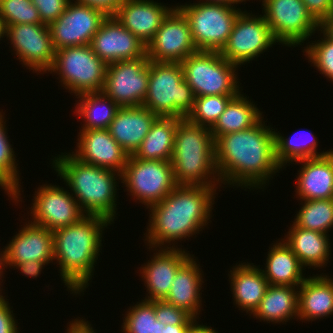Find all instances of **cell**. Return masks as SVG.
I'll list each match as a JSON object with an SVG mask.
<instances>
[{"label": "cell", "instance_id": "obj_15", "mask_svg": "<svg viewBox=\"0 0 333 333\" xmlns=\"http://www.w3.org/2000/svg\"><path fill=\"white\" fill-rule=\"evenodd\" d=\"M29 222L55 231L80 221L85 212L68 189L55 184H43L35 190Z\"/></svg>", "mask_w": 333, "mask_h": 333}, {"label": "cell", "instance_id": "obj_38", "mask_svg": "<svg viewBox=\"0 0 333 333\" xmlns=\"http://www.w3.org/2000/svg\"><path fill=\"white\" fill-rule=\"evenodd\" d=\"M236 95H211L195 97L193 110L187 120L195 125L212 128L223 114L229 101Z\"/></svg>", "mask_w": 333, "mask_h": 333}, {"label": "cell", "instance_id": "obj_32", "mask_svg": "<svg viewBox=\"0 0 333 333\" xmlns=\"http://www.w3.org/2000/svg\"><path fill=\"white\" fill-rule=\"evenodd\" d=\"M182 119L158 117L134 156L143 160L171 161L177 124Z\"/></svg>", "mask_w": 333, "mask_h": 333}, {"label": "cell", "instance_id": "obj_25", "mask_svg": "<svg viewBox=\"0 0 333 333\" xmlns=\"http://www.w3.org/2000/svg\"><path fill=\"white\" fill-rule=\"evenodd\" d=\"M194 254L178 269L165 302L184 309L192 317L199 319L202 311L203 270Z\"/></svg>", "mask_w": 333, "mask_h": 333}, {"label": "cell", "instance_id": "obj_23", "mask_svg": "<svg viewBox=\"0 0 333 333\" xmlns=\"http://www.w3.org/2000/svg\"><path fill=\"white\" fill-rule=\"evenodd\" d=\"M157 118L144 106L120 107L108 130L129 155H134Z\"/></svg>", "mask_w": 333, "mask_h": 333}, {"label": "cell", "instance_id": "obj_3", "mask_svg": "<svg viewBox=\"0 0 333 333\" xmlns=\"http://www.w3.org/2000/svg\"><path fill=\"white\" fill-rule=\"evenodd\" d=\"M111 224L101 216L86 215L72 225L53 231L54 260L70 294L84 295L92 282L95 264L102 251L104 230Z\"/></svg>", "mask_w": 333, "mask_h": 333}, {"label": "cell", "instance_id": "obj_13", "mask_svg": "<svg viewBox=\"0 0 333 333\" xmlns=\"http://www.w3.org/2000/svg\"><path fill=\"white\" fill-rule=\"evenodd\" d=\"M5 27V37L22 67L24 65L37 75L47 73L54 64L56 54L49 25L15 24Z\"/></svg>", "mask_w": 333, "mask_h": 333}, {"label": "cell", "instance_id": "obj_47", "mask_svg": "<svg viewBox=\"0 0 333 333\" xmlns=\"http://www.w3.org/2000/svg\"><path fill=\"white\" fill-rule=\"evenodd\" d=\"M76 318L75 320L72 319L66 328V333H98L94 328L91 326L90 322L86 319Z\"/></svg>", "mask_w": 333, "mask_h": 333}, {"label": "cell", "instance_id": "obj_24", "mask_svg": "<svg viewBox=\"0 0 333 333\" xmlns=\"http://www.w3.org/2000/svg\"><path fill=\"white\" fill-rule=\"evenodd\" d=\"M237 264L233 265L228 274L233 304L236 308L239 307L238 310L246 311L245 313L251 316L259 306L269 284L260 265L243 261Z\"/></svg>", "mask_w": 333, "mask_h": 333}, {"label": "cell", "instance_id": "obj_14", "mask_svg": "<svg viewBox=\"0 0 333 333\" xmlns=\"http://www.w3.org/2000/svg\"><path fill=\"white\" fill-rule=\"evenodd\" d=\"M149 61L145 54L109 64L102 92L119 107L142 106L149 84Z\"/></svg>", "mask_w": 333, "mask_h": 333}, {"label": "cell", "instance_id": "obj_20", "mask_svg": "<svg viewBox=\"0 0 333 333\" xmlns=\"http://www.w3.org/2000/svg\"><path fill=\"white\" fill-rule=\"evenodd\" d=\"M76 149L70 152L83 163L122 173L129 154L114 140L108 129L78 132Z\"/></svg>", "mask_w": 333, "mask_h": 333}, {"label": "cell", "instance_id": "obj_42", "mask_svg": "<svg viewBox=\"0 0 333 333\" xmlns=\"http://www.w3.org/2000/svg\"><path fill=\"white\" fill-rule=\"evenodd\" d=\"M71 0H31L36 6L43 24L50 25L65 11Z\"/></svg>", "mask_w": 333, "mask_h": 333}, {"label": "cell", "instance_id": "obj_45", "mask_svg": "<svg viewBox=\"0 0 333 333\" xmlns=\"http://www.w3.org/2000/svg\"><path fill=\"white\" fill-rule=\"evenodd\" d=\"M74 2L89 5L104 11L107 15H114L124 0H72Z\"/></svg>", "mask_w": 333, "mask_h": 333}, {"label": "cell", "instance_id": "obj_35", "mask_svg": "<svg viewBox=\"0 0 333 333\" xmlns=\"http://www.w3.org/2000/svg\"><path fill=\"white\" fill-rule=\"evenodd\" d=\"M3 114L5 113L2 109L0 111V188L17 205L18 202L23 201L21 198L22 194L20 193L22 190L21 179L19 177L20 171L18 170L19 167H17V156L12 148V144H10V139H8L7 120H5Z\"/></svg>", "mask_w": 333, "mask_h": 333}, {"label": "cell", "instance_id": "obj_28", "mask_svg": "<svg viewBox=\"0 0 333 333\" xmlns=\"http://www.w3.org/2000/svg\"><path fill=\"white\" fill-rule=\"evenodd\" d=\"M290 226L282 240L298 257L301 265L313 270L326 267L332 256L330 235L297 227L293 222Z\"/></svg>", "mask_w": 333, "mask_h": 333}, {"label": "cell", "instance_id": "obj_26", "mask_svg": "<svg viewBox=\"0 0 333 333\" xmlns=\"http://www.w3.org/2000/svg\"><path fill=\"white\" fill-rule=\"evenodd\" d=\"M298 163L302 166L296 175L295 196L299 200L333 199V164L330 158L325 155L292 164Z\"/></svg>", "mask_w": 333, "mask_h": 333}, {"label": "cell", "instance_id": "obj_21", "mask_svg": "<svg viewBox=\"0 0 333 333\" xmlns=\"http://www.w3.org/2000/svg\"><path fill=\"white\" fill-rule=\"evenodd\" d=\"M4 246L6 255V269L14 268L26 261H54L53 231L35 225L29 221Z\"/></svg>", "mask_w": 333, "mask_h": 333}, {"label": "cell", "instance_id": "obj_53", "mask_svg": "<svg viewBox=\"0 0 333 333\" xmlns=\"http://www.w3.org/2000/svg\"><path fill=\"white\" fill-rule=\"evenodd\" d=\"M5 32H6V27L2 17L0 16V40H2L3 37L5 38Z\"/></svg>", "mask_w": 333, "mask_h": 333}, {"label": "cell", "instance_id": "obj_29", "mask_svg": "<svg viewBox=\"0 0 333 333\" xmlns=\"http://www.w3.org/2000/svg\"><path fill=\"white\" fill-rule=\"evenodd\" d=\"M279 239L269 247L265 267L261 270L269 285L299 287L307 278L303 274L306 268L282 238Z\"/></svg>", "mask_w": 333, "mask_h": 333}, {"label": "cell", "instance_id": "obj_43", "mask_svg": "<svg viewBox=\"0 0 333 333\" xmlns=\"http://www.w3.org/2000/svg\"><path fill=\"white\" fill-rule=\"evenodd\" d=\"M0 291V333H20L9 299Z\"/></svg>", "mask_w": 333, "mask_h": 333}, {"label": "cell", "instance_id": "obj_52", "mask_svg": "<svg viewBox=\"0 0 333 333\" xmlns=\"http://www.w3.org/2000/svg\"><path fill=\"white\" fill-rule=\"evenodd\" d=\"M246 1L249 0H200L198 2H203V3H222V4H226L229 6H238L237 4H241V3H246Z\"/></svg>", "mask_w": 333, "mask_h": 333}, {"label": "cell", "instance_id": "obj_30", "mask_svg": "<svg viewBox=\"0 0 333 333\" xmlns=\"http://www.w3.org/2000/svg\"><path fill=\"white\" fill-rule=\"evenodd\" d=\"M252 316L272 324H286L293 318L298 320V287L268 285Z\"/></svg>", "mask_w": 333, "mask_h": 333}, {"label": "cell", "instance_id": "obj_17", "mask_svg": "<svg viewBox=\"0 0 333 333\" xmlns=\"http://www.w3.org/2000/svg\"><path fill=\"white\" fill-rule=\"evenodd\" d=\"M107 16L98 8L71 0L59 18L49 25L55 50L89 45Z\"/></svg>", "mask_w": 333, "mask_h": 333}, {"label": "cell", "instance_id": "obj_37", "mask_svg": "<svg viewBox=\"0 0 333 333\" xmlns=\"http://www.w3.org/2000/svg\"><path fill=\"white\" fill-rule=\"evenodd\" d=\"M166 325L156 319L155 300H141L131 305L121 326L123 333H163Z\"/></svg>", "mask_w": 333, "mask_h": 333}, {"label": "cell", "instance_id": "obj_51", "mask_svg": "<svg viewBox=\"0 0 333 333\" xmlns=\"http://www.w3.org/2000/svg\"><path fill=\"white\" fill-rule=\"evenodd\" d=\"M5 268H6V255H5V249L3 248L2 251L0 250V291L3 290L2 282L4 281L3 280L4 274H6V273H4ZM1 280H2V282H1Z\"/></svg>", "mask_w": 333, "mask_h": 333}, {"label": "cell", "instance_id": "obj_5", "mask_svg": "<svg viewBox=\"0 0 333 333\" xmlns=\"http://www.w3.org/2000/svg\"><path fill=\"white\" fill-rule=\"evenodd\" d=\"M215 141L210 128L190 123L177 124L171 164L177 185L221 186L215 163Z\"/></svg>", "mask_w": 333, "mask_h": 333}, {"label": "cell", "instance_id": "obj_27", "mask_svg": "<svg viewBox=\"0 0 333 333\" xmlns=\"http://www.w3.org/2000/svg\"><path fill=\"white\" fill-rule=\"evenodd\" d=\"M324 274L309 275L298 287L299 321L306 323L333 316V278Z\"/></svg>", "mask_w": 333, "mask_h": 333}, {"label": "cell", "instance_id": "obj_11", "mask_svg": "<svg viewBox=\"0 0 333 333\" xmlns=\"http://www.w3.org/2000/svg\"><path fill=\"white\" fill-rule=\"evenodd\" d=\"M262 7V14L279 45L304 46L306 40L319 32V24L302 0H262Z\"/></svg>", "mask_w": 333, "mask_h": 333}, {"label": "cell", "instance_id": "obj_46", "mask_svg": "<svg viewBox=\"0 0 333 333\" xmlns=\"http://www.w3.org/2000/svg\"><path fill=\"white\" fill-rule=\"evenodd\" d=\"M53 262H42V261H26L23 263H19L14 267V270H20L23 276L25 275L27 278H36L39 277L41 274L42 270L46 267L45 265H48Z\"/></svg>", "mask_w": 333, "mask_h": 333}, {"label": "cell", "instance_id": "obj_36", "mask_svg": "<svg viewBox=\"0 0 333 333\" xmlns=\"http://www.w3.org/2000/svg\"><path fill=\"white\" fill-rule=\"evenodd\" d=\"M293 222L297 227L328 234L333 228V199L300 200Z\"/></svg>", "mask_w": 333, "mask_h": 333}, {"label": "cell", "instance_id": "obj_19", "mask_svg": "<svg viewBox=\"0 0 333 333\" xmlns=\"http://www.w3.org/2000/svg\"><path fill=\"white\" fill-rule=\"evenodd\" d=\"M151 260L138 268L139 276L147 289L144 300H164L169 294L178 269L192 256L189 251L179 248H151Z\"/></svg>", "mask_w": 333, "mask_h": 333}, {"label": "cell", "instance_id": "obj_9", "mask_svg": "<svg viewBox=\"0 0 333 333\" xmlns=\"http://www.w3.org/2000/svg\"><path fill=\"white\" fill-rule=\"evenodd\" d=\"M187 17L192 39L199 51L220 52L226 44L234 22L243 11L222 3H189L176 5Z\"/></svg>", "mask_w": 333, "mask_h": 333}, {"label": "cell", "instance_id": "obj_1", "mask_svg": "<svg viewBox=\"0 0 333 333\" xmlns=\"http://www.w3.org/2000/svg\"><path fill=\"white\" fill-rule=\"evenodd\" d=\"M265 122L262 117L248 129L215 140V163L221 184L233 189L265 190L269 180L282 170L275 157L274 129Z\"/></svg>", "mask_w": 333, "mask_h": 333}, {"label": "cell", "instance_id": "obj_18", "mask_svg": "<svg viewBox=\"0 0 333 333\" xmlns=\"http://www.w3.org/2000/svg\"><path fill=\"white\" fill-rule=\"evenodd\" d=\"M89 45L107 65L138 59L146 54V45L124 28L114 15L107 16Z\"/></svg>", "mask_w": 333, "mask_h": 333}, {"label": "cell", "instance_id": "obj_49", "mask_svg": "<svg viewBox=\"0 0 333 333\" xmlns=\"http://www.w3.org/2000/svg\"><path fill=\"white\" fill-rule=\"evenodd\" d=\"M193 325H166L163 333H189Z\"/></svg>", "mask_w": 333, "mask_h": 333}, {"label": "cell", "instance_id": "obj_4", "mask_svg": "<svg viewBox=\"0 0 333 333\" xmlns=\"http://www.w3.org/2000/svg\"><path fill=\"white\" fill-rule=\"evenodd\" d=\"M52 158V168L60 180L63 179L85 214L101 216L115 223L121 173L83 163L70 152H62Z\"/></svg>", "mask_w": 333, "mask_h": 333}, {"label": "cell", "instance_id": "obj_16", "mask_svg": "<svg viewBox=\"0 0 333 333\" xmlns=\"http://www.w3.org/2000/svg\"><path fill=\"white\" fill-rule=\"evenodd\" d=\"M187 17L176 6L165 18L154 38L146 46L150 61L181 63L197 52Z\"/></svg>", "mask_w": 333, "mask_h": 333}, {"label": "cell", "instance_id": "obj_44", "mask_svg": "<svg viewBox=\"0 0 333 333\" xmlns=\"http://www.w3.org/2000/svg\"><path fill=\"white\" fill-rule=\"evenodd\" d=\"M302 2L319 25L333 14V0H302Z\"/></svg>", "mask_w": 333, "mask_h": 333}, {"label": "cell", "instance_id": "obj_39", "mask_svg": "<svg viewBox=\"0 0 333 333\" xmlns=\"http://www.w3.org/2000/svg\"><path fill=\"white\" fill-rule=\"evenodd\" d=\"M320 39L315 41H309L306 46L303 47V55L308 58V63L318 69L319 74H323V77L333 83V41L330 40L320 29ZM323 36V37H321ZM311 42V43H310ZM314 42V43H313Z\"/></svg>", "mask_w": 333, "mask_h": 333}, {"label": "cell", "instance_id": "obj_50", "mask_svg": "<svg viewBox=\"0 0 333 333\" xmlns=\"http://www.w3.org/2000/svg\"><path fill=\"white\" fill-rule=\"evenodd\" d=\"M189 333H219L211 326L199 324L198 321L193 325Z\"/></svg>", "mask_w": 333, "mask_h": 333}, {"label": "cell", "instance_id": "obj_48", "mask_svg": "<svg viewBox=\"0 0 333 333\" xmlns=\"http://www.w3.org/2000/svg\"><path fill=\"white\" fill-rule=\"evenodd\" d=\"M319 29L333 41V14L319 25Z\"/></svg>", "mask_w": 333, "mask_h": 333}, {"label": "cell", "instance_id": "obj_7", "mask_svg": "<svg viewBox=\"0 0 333 333\" xmlns=\"http://www.w3.org/2000/svg\"><path fill=\"white\" fill-rule=\"evenodd\" d=\"M181 66L184 79L195 97L237 95L243 91L237 76L238 66L230 63L219 52L198 50L186 57Z\"/></svg>", "mask_w": 333, "mask_h": 333}, {"label": "cell", "instance_id": "obj_34", "mask_svg": "<svg viewBox=\"0 0 333 333\" xmlns=\"http://www.w3.org/2000/svg\"><path fill=\"white\" fill-rule=\"evenodd\" d=\"M307 131L308 130H300V133L302 134L301 136L299 132H296L293 133L292 136L286 137L284 134L282 136L277 129L276 131L274 129L275 157L282 169L286 168V165L289 166L290 163L292 164L303 159L325 156L328 153V150L325 152L324 150L321 152L317 151L319 141L314 133Z\"/></svg>", "mask_w": 333, "mask_h": 333}, {"label": "cell", "instance_id": "obj_41", "mask_svg": "<svg viewBox=\"0 0 333 333\" xmlns=\"http://www.w3.org/2000/svg\"><path fill=\"white\" fill-rule=\"evenodd\" d=\"M156 319L165 325H194L197 319L184 309L175 307L164 300H155Z\"/></svg>", "mask_w": 333, "mask_h": 333}, {"label": "cell", "instance_id": "obj_31", "mask_svg": "<svg viewBox=\"0 0 333 333\" xmlns=\"http://www.w3.org/2000/svg\"><path fill=\"white\" fill-rule=\"evenodd\" d=\"M253 103V100H249L246 94L244 96L242 91L233 97L210 129L214 141L222 135L248 129L254 126L262 116L264 117L263 112Z\"/></svg>", "mask_w": 333, "mask_h": 333}, {"label": "cell", "instance_id": "obj_2", "mask_svg": "<svg viewBox=\"0 0 333 333\" xmlns=\"http://www.w3.org/2000/svg\"><path fill=\"white\" fill-rule=\"evenodd\" d=\"M216 190L206 186L177 185L161 202L151 205L147 230L143 234L146 246L173 249L178 248L177 241L188 240L194 234L196 237L212 222Z\"/></svg>", "mask_w": 333, "mask_h": 333}, {"label": "cell", "instance_id": "obj_10", "mask_svg": "<svg viewBox=\"0 0 333 333\" xmlns=\"http://www.w3.org/2000/svg\"><path fill=\"white\" fill-rule=\"evenodd\" d=\"M120 183L145 209L161 202L177 186L171 161L143 160L134 155H129Z\"/></svg>", "mask_w": 333, "mask_h": 333}, {"label": "cell", "instance_id": "obj_8", "mask_svg": "<svg viewBox=\"0 0 333 333\" xmlns=\"http://www.w3.org/2000/svg\"><path fill=\"white\" fill-rule=\"evenodd\" d=\"M107 66L90 45H80L56 50L54 64L47 73L58 75L62 87L78 96L103 90Z\"/></svg>", "mask_w": 333, "mask_h": 333}, {"label": "cell", "instance_id": "obj_22", "mask_svg": "<svg viewBox=\"0 0 333 333\" xmlns=\"http://www.w3.org/2000/svg\"><path fill=\"white\" fill-rule=\"evenodd\" d=\"M154 0H124L114 16L146 46L176 6Z\"/></svg>", "mask_w": 333, "mask_h": 333}, {"label": "cell", "instance_id": "obj_40", "mask_svg": "<svg viewBox=\"0 0 333 333\" xmlns=\"http://www.w3.org/2000/svg\"><path fill=\"white\" fill-rule=\"evenodd\" d=\"M0 16L5 26L43 24L38 9L31 0H0Z\"/></svg>", "mask_w": 333, "mask_h": 333}, {"label": "cell", "instance_id": "obj_12", "mask_svg": "<svg viewBox=\"0 0 333 333\" xmlns=\"http://www.w3.org/2000/svg\"><path fill=\"white\" fill-rule=\"evenodd\" d=\"M276 42L264 16L253 15L252 11L244 9L236 18L230 36L219 53L230 63L241 67L267 52Z\"/></svg>", "mask_w": 333, "mask_h": 333}, {"label": "cell", "instance_id": "obj_6", "mask_svg": "<svg viewBox=\"0 0 333 333\" xmlns=\"http://www.w3.org/2000/svg\"><path fill=\"white\" fill-rule=\"evenodd\" d=\"M194 101L181 63L149 61V84L142 106L158 117L185 119L193 110Z\"/></svg>", "mask_w": 333, "mask_h": 333}, {"label": "cell", "instance_id": "obj_54", "mask_svg": "<svg viewBox=\"0 0 333 333\" xmlns=\"http://www.w3.org/2000/svg\"><path fill=\"white\" fill-rule=\"evenodd\" d=\"M326 155L330 158V160L333 164V149L332 148H331V150L329 149L328 153Z\"/></svg>", "mask_w": 333, "mask_h": 333}, {"label": "cell", "instance_id": "obj_33", "mask_svg": "<svg viewBox=\"0 0 333 333\" xmlns=\"http://www.w3.org/2000/svg\"><path fill=\"white\" fill-rule=\"evenodd\" d=\"M75 112L81 118L80 130L108 129L120 108L110 97L101 92L83 93L76 97Z\"/></svg>", "mask_w": 333, "mask_h": 333}]
</instances>
